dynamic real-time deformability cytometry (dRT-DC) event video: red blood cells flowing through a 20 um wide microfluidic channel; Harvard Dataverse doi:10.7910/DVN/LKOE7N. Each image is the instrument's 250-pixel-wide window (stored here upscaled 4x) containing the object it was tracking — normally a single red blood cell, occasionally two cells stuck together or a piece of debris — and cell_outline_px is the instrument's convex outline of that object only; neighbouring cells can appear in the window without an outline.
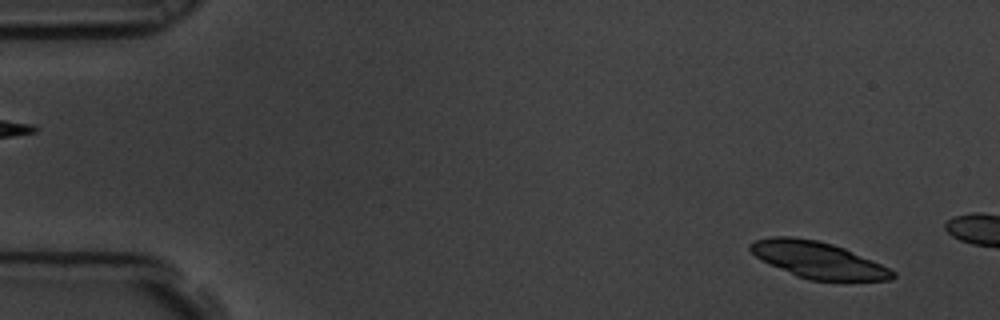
{"species": "common noctule bat (a hibernating species)", "species_latin": "Nyctalus noctula", "temperature_condition": "room temperature", "stored_images_in_passage": 4, "camera_frame_rate_fps": 3000, "um_per_image_px": 0.085, "animal": {"sex": "male", "body_mass_g": 19.5, "forearm_length_mm": 54.6}, "frame": {"image": 1, "passage_image": 1, "time_ms": 0.0, "image_size_px": [1000, 320], "cell_outline_px": [[896, 276], [892, 280], [808, 280], [796, 276], [756, 256], [748, 248], [748, 244], [756, 240], [772, 236], [792, 236], [816, 240], [832, 244], [844, 248], [880, 264], [896, 272]], "centroid_in_image_um": [69.53, 22.09], "position_along_channel_um": 15.5, "area_um2": 29.77}}